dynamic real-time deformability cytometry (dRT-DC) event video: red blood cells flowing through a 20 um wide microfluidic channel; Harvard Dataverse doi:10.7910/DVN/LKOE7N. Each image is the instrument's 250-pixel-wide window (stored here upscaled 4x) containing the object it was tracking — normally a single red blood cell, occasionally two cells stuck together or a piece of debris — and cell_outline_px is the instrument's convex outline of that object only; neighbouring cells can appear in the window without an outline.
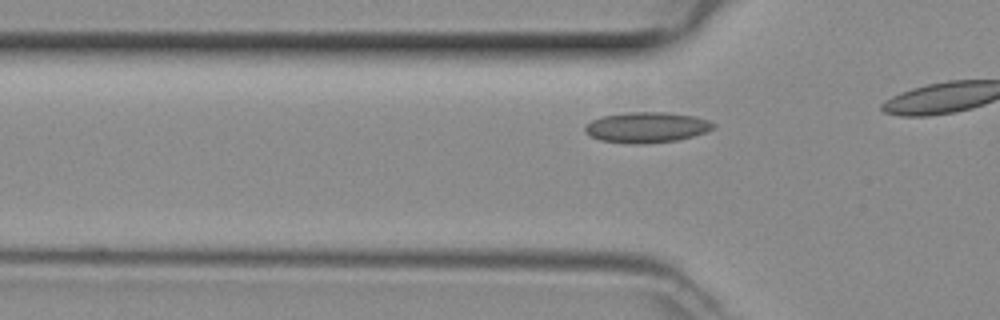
{"species": "common noctule bat (a hibernating species)", "species_latin": "Nyctalus noctula", "temperature_condition": "room temperature", "stored_images_in_passage": 12, "camera_frame_rate_fps": 3000, "um_per_image_px": 0.085, "animal": {"sex": "female", "body_mass_g": 29.2, "forearm_length_mm": 56.3}, "frame": {"image": 1, "passage_image": 9, "time_ms": 2.667, "image_size_px": [1000, 320], "cell_outline_px": [[716, 124], [712, 128], [704, 132], [692, 136], [676, 140], [644, 144], [628, 144], [600, 140], [584, 132], [584, 128], [592, 120], [600, 116], [628, 112], [668, 112], [696, 116], [708, 120]], "centroid_in_image_um": [54.95, 10.82], "position_along_channel_um": 70.9, "area_um2": 22.89}}